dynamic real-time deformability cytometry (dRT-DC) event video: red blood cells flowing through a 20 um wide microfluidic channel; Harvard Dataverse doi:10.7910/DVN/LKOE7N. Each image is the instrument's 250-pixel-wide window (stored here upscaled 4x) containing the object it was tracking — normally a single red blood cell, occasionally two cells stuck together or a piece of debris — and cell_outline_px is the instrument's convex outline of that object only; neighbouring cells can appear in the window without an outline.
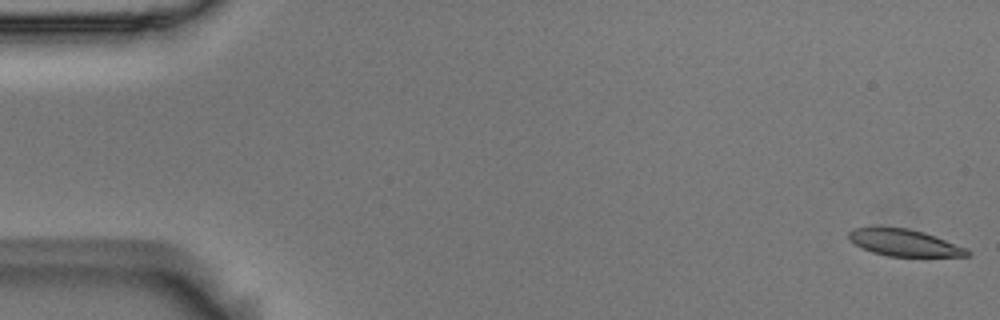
{"species": "Egyptian fruit bat (a non-hibernating species)", "species_latin": "Rousettus aegyptiacus", "temperature_condition": "room temperature", "stored_images_in_passage": 55, "camera_frame_rate_fps": 3000, "um_per_image_px": 0.085, "animal": {"sex": "male"}, "frame": {"image": 1, "passage_image": 1, "time_ms": 0.0, "image_size_px": [1000, 320], "cell_outline_px": [[972, 256], [888, 256], [872, 252], [860, 248], [848, 236], [848, 232], [852, 228], [872, 224], [908, 228], [924, 232], [936, 236], [968, 248], [972, 252]], "centroid_in_image_um": [76.83, 20.59], "position_along_channel_um": 8.2, "area_um2": 19.25}}
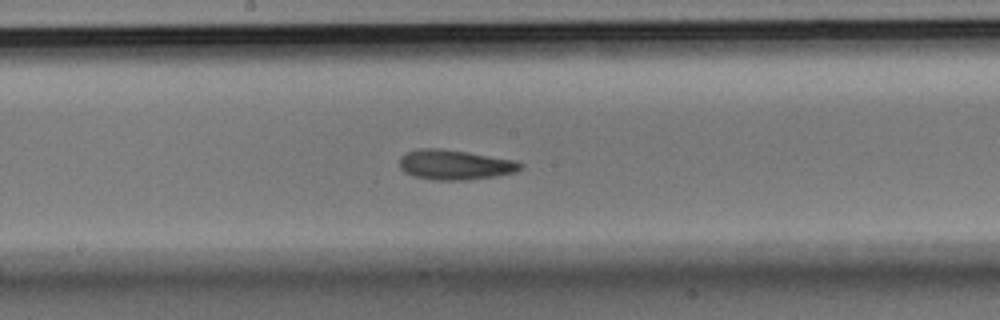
{"frame": {"image": 2, "passage_image": 29, "time_ms": 9.333, "image_size_px": [1000, 320], "cell_outline_px": [[524, 168], [516, 172], [496, 176], [468, 180], [436, 180], [412, 176], [404, 172], [400, 168], [400, 156], [404, 152], [416, 148], [440, 148], [468, 152], [516, 160], [524, 164]], "centroid_in_image_um": [38.67, 14.0], "position_along_channel_um": 209.5, "area_um2": 21.5}}
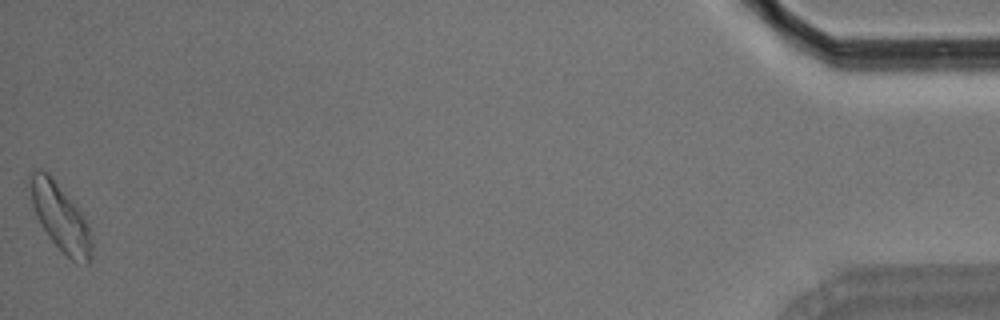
{"frame": {"image": 3, "passage_image": 55, "time_ms": 18.0, "image_size_px": [1000, 320], "cell_outline_px": [[92, 256], [88, 264], [76, 264], [48, 236], [40, 224], [32, 204], [28, 180], [28, 176], [32, 168], [40, 168], [48, 172], [80, 208], [88, 224], [92, 244]], "centroid_in_image_um": [5.12, 18.41], "position_along_channel_um": 430.1, "area_um2": 24.51}, "authors_computed_cell_mechanics": {"area_um2": 20.5768, "velocity_mm_per_s": 3.6522, "shape_relaxation_time_tau1_ms": 5.9087, "shape_relaxation_time_tau2_ms": 4.5782, "deformation_change_tau1": 0.1695, "deformation_change_tau2": 0.1284}}